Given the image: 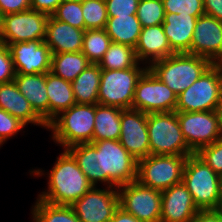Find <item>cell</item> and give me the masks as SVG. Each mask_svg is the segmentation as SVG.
<instances>
[{
  "mask_svg": "<svg viewBox=\"0 0 222 222\" xmlns=\"http://www.w3.org/2000/svg\"><path fill=\"white\" fill-rule=\"evenodd\" d=\"M66 150L74 157L92 186L101 181L108 183L111 188H118L136 181L137 160L119 140L78 144Z\"/></svg>",
  "mask_w": 222,
  "mask_h": 222,
  "instance_id": "cell-1",
  "label": "cell"
},
{
  "mask_svg": "<svg viewBox=\"0 0 222 222\" xmlns=\"http://www.w3.org/2000/svg\"><path fill=\"white\" fill-rule=\"evenodd\" d=\"M48 182L49 190L40 194L38 199L54 205L71 206L92 187L67 150L57 157Z\"/></svg>",
  "mask_w": 222,
  "mask_h": 222,
  "instance_id": "cell-2",
  "label": "cell"
},
{
  "mask_svg": "<svg viewBox=\"0 0 222 222\" xmlns=\"http://www.w3.org/2000/svg\"><path fill=\"white\" fill-rule=\"evenodd\" d=\"M213 63L201 56L175 53L152 62L148 69L177 95L191 86Z\"/></svg>",
  "mask_w": 222,
  "mask_h": 222,
  "instance_id": "cell-3",
  "label": "cell"
},
{
  "mask_svg": "<svg viewBox=\"0 0 222 222\" xmlns=\"http://www.w3.org/2000/svg\"><path fill=\"white\" fill-rule=\"evenodd\" d=\"M49 124L53 140L65 146L92 143L95 119V104H74L61 112Z\"/></svg>",
  "mask_w": 222,
  "mask_h": 222,
  "instance_id": "cell-4",
  "label": "cell"
},
{
  "mask_svg": "<svg viewBox=\"0 0 222 222\" xmlns=\"http://www.w3.org/2000/svg\"><path fill=\"white\" fill-rule=\"evenodd\" d=\"M222 107V64H212L177 96L176 112L218 111Z\"/></svg>",
  "mask_w": 222,
  "mask_h": 222,
  "instance_id": "cell-5",
  "label": "cell"
},
{
  "mask_svg": "<svg viewBox=\"0 0 222 222\" xmlns=\"http://www.w3.org/2000/svg\"><path fill=\"white\" fill-rule=\"evenodd\" d=\"M147 131L150 154L152 155H192L178 121V112L147 114Z\"/></svg>",
  "mask_w": 222,
  "mask_h": 222,
  "instance_id": "cell-6",
  "label": "cell"
},
{
  "mask_svg": "<svg viewBox=\"0 0 222 222\" xmlns=\"http://www.w3.org/2000/svg\"><path fill=\"white\" fill-rule=\"evenodd\" d=\"M182 182L199 210L215 209L222 188V177L195 153L185 163Z\"/></svg>",
  "mask_w": 222,
  "mask_h": 222,
  "instance_id": "cell-7",
  "label": "cell"
},
{
  "mask_svg": "<svg viewBox=\"0 0 222 222\" xmlns=\"http://www.w3.org/2000/svg\"><path fill=\"white\" fill-rule=\"evenodd\" d=\"M185 155H152L137 161L136 180L147 187L163 191L182 182Z\"/></svg>",
  "mask_w": 222,
  "mask_h": 222,
  "instance_id": "cell-8",
  "label": "cell"
},
{
  "mask_svg": "<svg viewBox=\"0 0 222 222\" xmlns=\"http://www.w3.org/2000/svg\"><path fill=\"white\" fill-rule=\"evenodd\" d=\"M148 67L122 70H102L98 91V104L132 109L135 88Z\"/></svg>",
  "mask_w": 222,
  "mask_h": 222,
  "instance_id": "cell-9",
  "label": "cell"
},
{
  "mask_svg": "<svg viewBox=\"0 0 222 222\" xmlns=\"http://www.w3.org/2000/svg\"><path fill=\"white\" fill-rule=\"evenodd\" d=\"M178 121L183 137L194 153L222 137L220 110L178 112Z\"/></svg>",
  "mask_w": 222,
  "mask_h": 222,
  "instance_id": "cell-10",
  "label": "cell"
},
{
  "mask_svg": "<svg viewBox=\"0 0 222 222\" xmlns=\"http://www.w3.org/2000/svg\"><path fill=\"white\" fill-rule=\"evenodd\" d=\"M119 207L140 222H160L161 191L140 184L137 180L119 186Z\"/></svg>",
  "mask_w": 222,
  "mask_h": 222,
  "instance_id": "cell-11",
  "label": "cell"
},
{
  "mask_svg": "<svg viewBox=\"0 0 222 222\" xmlns=\"http://www.w3.org/2000/svg\"><path fill=\"white\" fill-rule=\"evenodd\" d=\"M177 96L147 69L137 82L132 109L147 114L173 112L177 105Z\"/></svg>",
  "mask_w": 222,
  "mask_h": 222,
  "instance_id": "cell-12",
  "label": "cell"
},
{
  "mask_svg": "<svg viewBox=\"0 0 222 222\" xmlns=\"http://www.w3.org/2000/svg\"><path fill=\"white\" fill-rule=\"evenodd\" d=\"M49 15L29 9L2 16L0 41L9 44L44 40Z\"/></svg>",
  "mask_w": 222,
  "mask_h": 222,
  "instance_id": "cell-13",
  "label": "cell"
},
{
  "mask_svg": "<svg viewBox=\"0 0 222 222\" xmlns=\"http://www.w3.org/2000/svg\"><path fill=\"white\" fill-rule=\"evenodd\" d=\"M96 189L92 186L71 207L81 222H109L119 208L117 188Z\"/></svg>",
  "mask_w": 222,
  "mask_h": 222,
  "instance_id": "cell-14",
  "label": "cell"
},
{
  "mask_svg": "<svg viewBox=\"0 0 222 222\" xmlns=\"http://www.w3.org/2000/svg\"><path fill=\"white\" fill-rule=\"evenodd\" d=\"M187 53L222 64V21L206 14L199 16Z\"/></svg>",
  "mask_w": 222,
  "mask_h": 222,
  "instance_id": "cell-15",
  "label": "cell"
},
{
  "mask_svg": "<svg viewBox=\"0 0 222 222\" xmlns=\"http://www.w3.org/2000/svg\"><path fill=\"white\" fill-rule=\"evenodd\" d=\"M119 142L137 160L150 155L147 131V113L135 109H122Z\"/></svg>",
  "mask_w": 222,
  "mask_h": 222,
  "instance_id": "cell-16",
  "label": "cell"
},
{
  "mask_svg": "<svg viewBox=\"0 0 222 222\" xmlns=\"http://www.w3.org/2000/svg\"><path fill=\"white\" fill-rule=\"evenodd\" d=\"M16 73L23 75L48 73L52 53L44 40L17 42L8 45Z\"/></svg>",
  "mask_w": 222,
  "mask_h": 222,
  "instance_id": "cell-17",
  "label": "cell"
},
{
  "mask_svg": "<svg viewBox=\"0 0 222 222\" xmlns=\"http://www.w3.org/2000/svg\"><path fill=\"white\" fill-rule=\"evenodd\" d=\"M198 211L183 182L161 191L160 222H191Z\"/></svg>",
  "mask_w": 222,
  "mask_h": 222,
  "instance_id": "cell-18",
  "label": "cell"
},
{
  "mask_svg": "<svg viewBox=\"0 0 222 222\" xmlns=\"http://www.w3.org/2000/svg\"><path fill=\"white\" fill-rule=\"evenodd\" d=\"M85 30L78 29L66 22L49 16L44 42L52 54L65 52H80L82 50Z\"/></svg>",
  "mask_w": 222,
  "mask_h": 222,
  "instance_id": "cell-19",
  "label": "cell"
},
{
  "mask_svg": "<svg viewBox=\"0 0 222 222\" xmlns=\"http://www.w3.org/2000/svg\"><path fill=\"white\" fill-rule=\"evenodd\" d=\"M0 108L25 125L33 123L48 128L45 121L31 107L30 102L18 90L14 81L0 84Z\"/></svg>",
  "mask_w": 222,
  "mask_h": 222,
  "instance_id": "cell-20",
  "label": "cell"
},
{
  "mask_svg": "<svg viewBox=\"0 0 222 222\" xmlns=\"http://www.w3.org/2000/svg\"><path fill=\"white\" fill-rule=\"evenodd\" d=\"M198 17L182 13H165L162 26L169 45L175 53H187L190 50Z\"/></svg>",
  "mask_w": 222,
  "mask_h": 222,
  "instance_id": "cell-21",
  "label": "cell"
},
{
  "mask_svg": "<svg viewBox=\"0 0 222 222\" xmlns=\"http://www.w3.org/2000/svg\"><path fill=\"white\" fill-rule=\"evenodd\" d=\"M14 82L30 102L34 111L49 124V101L46 92V73L23 75L16 73Z\"/></svg>",
  "mask_w": 222,
  "mask_h": 222,
  "instance_id": "cell-22",
  "label": "cell"
},
{
  "mask_svg": "<svg viewBox=\"0 0 222 222\" xmlns=\"http://www.w3.org/2000/svg\"><path fill=\"white\" fill-rule=\"evenodd\" d=\"M135 53L139 62L148 59L150 63L175 54L169 45L162 24L141 29Z\"/></svg>",
  "mask_w": 222,
  "mask_h": 222,
  "instance_id": "cell-23",
  "label": "cell"
},
{
  "mask_svg": "<svg viewBox=\"0 0 222 222\" xmlns=\"http://www.w3.org/2000/svg\"><path fill=\"white\" fill-rule=\"evenodd\" d=\"M46 92L49 101V123L61 112L76 104L71 82L46 73Z\"/></svg>",
  "mask_w": 222,
  "mask_h": 222,
  "instance_id": "cell-24",
  "label": "cell"
},
{
  "mask_svg": "<svg viewBox=\"0 0 222 222\" xmlns=\"http://www.w3.org/2000/svg\"><path fill=\"white\" fill-rule=\"evenodd\" d=\"M121 108L95 104V119L92 142L119 140L121 134Z\"/></svg>",
  "mask_w": 222,
  "mask_h": 222,
  "instance_id": "cell-25",
  "label": "cell"
},
{
  "mask_svg": "<svg viewBox=\"0 0 222 222\" xmlns=\"http://www.w3.org/2000/svg\"><path fill=\"white\" fill-rule=\"evenodd\" d=\"M101 73L98 63H91L71 82L76 104H98Z\"/></svg>",
  "mask_w": 222,
  "mask_h": 222,
  "instance_id": "cell-26",
  "label": "cell"
},
{
  "mask_svg": "<svg viewBox=\"0 0 222 222\" xmlns=\"http://www.w3.org/2000/svg\"><path fill=\"white\" fill-rule=\"evenodd\" d=\"M136 15L108 17L105 30L112 42L135 48L141 33Z\"/></svg>",
  "mask_w": 222,
  "mask_h": 222,
  "instance_id": "cell-27",
  "label": "cell"
},
{
  "mask_svg": "<svg viewBox=\"0 0 222 222\" xmlns=\"http://www.w3.org/2000/svg\"><path fill=\"white\" fill-rule=\"evenodd\" d=\"M89 64L91 62L82 51L52 54L50 72L72 82Z\"/></svg>",
  "mask_w": 222,
  "mask_h": 222,
  "instance_id": "cell-28",
  "label": "cell"
},
{
  "mask_svg": "<svg viewBox=\"0 0 222 222\" xmlns=\"http://www.w3.org/2000/svg\"><path fill=\"white\" fill-rule=\"evenodd\" d=\"M138 64L135 48L114 42L98 63L102 70H122L139 67Z\"/></svg>",
  "mask_w": 222,
  "mask_h": 222,
  "instance_id": "cell-29",
  "label": "cell"
},
{
  "mask_svg": "<svg viewBox=\"0 0 222 222\" xmlns=\"http://www.w3.org/2000/svg\"><path fill=\"white\" fill-rule=\"evenodd\" d=\"M32 214L35 222H81L71 206L54 205L40 199Z\"/></svg>",
  "mask_w": 222,
  "mask_h": 222,
  "instance_id": "cell-30",
  "label": "cell"
},
{
  "mask_svg": "<svg viewBox=\"0 0 222 222\" xmlns=\"http://www.w3.org/2000/svg\"><path fill=\"white\" fill-rule=\"evenodd\" d=\"M111 43L105 29L85 30L81 51L91 63H99Z\"/></svg>",
  "mask_w": 222,
  "mask_h": 222,
  "instance_id": "cell-31",
  "label": "cell"
},
{
  "mask_svg": "<svg viewBox=\"0 0 222 222\" xmlns=\"http://www.w3.org/2000/svg\"><path fill=\"white\" fill-rule=\"evenodd\" d=\"M85 30L105 29L108 15L105 0H82Z\"/></svg>",
  "mask_w": 222,
  "mask_h": 222,
  "instance_id": "cell-32",
  "label": "cell"
},
{
  "mask_svg": "<svg viewBox=\"0 0 222 222\" xmlns=\"http://www.w3.org/2000/svg\"><path fill=\"white\" fill-rule=\"evenodd\" d=\"M136 16L142 28L162 24L165 16L162 0H140Z\"/></svg>",
  "mask_w": 222,
  "mask_h": 222,
  "instance_id": "cell-33",
  "label": "cell"
},
{
  "mask_svg": "<svg viewBox=\"0 0 222 222\" xmlns=\"http://www.w3.org/2000/svg\"><path fill=\"white\" fill-rule=\"evenodd\" d=\"M51 16L75 28L85 30L82 1H62Z\"/></svg>",
  "mask_w": 222,
  "mask_h": 222,
  "instance_id": "cell-34",
  "label": "cell"
},
{
  "mask_svg": "<svg viewBox=\"0 0 222 222\" xmlns=\"http://www.w3.org/2000/svg\"><path fill=\"white\" fill-rule=\"evenodd\" d=\"M165 13L202 16L205 14L203 0H162Z\"/></svg>",
  "mask_w": 222,
  "mask_h": 222,
  "instance_id": "cell-35",
  "label": "cell"
},
{
  "mask_svg": "<svg viewBox=\"0 0 222 222\" xmlns=\"http://www.w3.org/2000/svg\"><path fill=\"white\" fill-rule=\"evenodd\" d=\"M195 154L222 177V137L200 148Z\"/></svg>",
  "mask_w": 222,
  "mask_h": 222,
  "instance_id": "cell-36",
  "label": "cell"
},
{
  "mask_svg": "<svg viewBox=\"0 0 222 222\" xmlns=\"http://www.w3.org/2000/svg\"><path fill=\"white\" fill-rule=\"evenodd\" d=\"M24 126L25 124L18 118L0 108V145L18 133Z\"/></svg>",
  "mask_w": 222,
  "mask_h": 222,
  "instance_id": "cell-37",
  "label": "cell"
},
{
  "mask_svg": "<svg viewBox=\"0 0 222 222\" xmlns=\"http://www.w3.org/2000/svg\"><path fill=\"white\" fill-rule=\"evenodd\" d=\"M140 0H105L108 17L136 15Z\"/></svg>",
  "mask_w": 222,
  "mask_h": 222,
  "instance_id": "cell-38",
  "label": "cell"
},
{
  "mask_svg": "<svg viewBox=\"0 0 222 222\" xmlns=\"http://www.w3.org/2000/svg\"><path fill=\"white\" fill-rule=\"evenodd\" d=\"M16 72L8 46L0 41V84L14 81Z\"/></svg>",
  "mask_w": 222,
  "mask_h": 222,
  "instance_id": "cell-39",
  "label": "cell"
},
{
  "mask_svg": "<svg viewBox=\"0 0 222 222\" xmlns=\"http://www.w3.org/2000/svg\"><path fill=\"white\" fill-rule=\"evenodd\" d=\"M29 9H31L30 0H0V13L2 16Z\"/></svg>",
  "mask_w": 222,
  "mask_h": 222,
  "instance_id": "cell-40",
  "label": "cell"
},
{
  "mask_svg": "<svg viewBox=\"0 0 222 222\" xmlns=\"http://www.w3.org/2000/svg\"><path fill=\"white\" fill-rule=\"evenodd\" d=\"M62 1L63 0H30V7L33 10L51 16Z\"/></svg>",
  "mask_w": 222,
  "mask_h": 222,
  "instance_id": "cell-41",
  "label": "cell"
},
{
  "mask_svg": "<svg viewBox=\"0 0 222 222\" xmlns=\"http://www.w3.org/2000/svg\"><path fill=\"white\" fill-rule=\"evenodd\" d=\"M206 15L222 21V0H203Z\"/></svg>",
  "mask_w": 222,
  "mask_h": 222,
  "instance_id": "cell-42",
  "label": "cell"
},
{
  "mask_svg": "<svg viewBox=\"0 0 222 222\" xmlns=\"http://www.w3.org/2000/svg\"><path fill=\"white\" fill-rule=\"evenodd\" d=\"M191 222H222V218L214 209L199 210Z\"/></svg>",
  "mask_w": 222,
  "mask_h": 222,
  "instance_id": "cell-43",
  "label": "cell"
},
{
  "mask_svg": "<svg viewBox=\"0 0 222 222\" xmlns=\"http://www.w3.org/2000/svg\"><path fill=\"white\" fill-rule=\"evenodd\" d=\"M109 222H140L135 216L119 207Z\"/></svg>",
  "mask_w": 222,
  "mask_h": 222,
  "instance_id": "cell-44",
  "label": "cell"
},
{
  "mask_svg": "<svg viewBox=\"0 0 222 222\" xmlns=\"http://www.w3.org/2000/svg\"><path fill=\"white\" fill-rule=\"evenodd\" d=\"M222 218V188H221V192H220V196H219V201L217 204V207L214 209Z\"/></svg>",
  "mask_w": 222,
  "mask_h": 222,
  "instance_id": "cell-45",
  "label": "cell"
},
{
  "mask_svg": "<svg viewBox=\"0 0 222 222\" xmlns=\"http://www.w3.org/2000/svg\"><path fill=\"white\" fill-rule=\"evenodd\" d=\"M1 32H2V15L0 13V36H1Z\"/></svg>",
  "mask_w": 222,
  "mask_h": 222,
  "instance_id": "cell-46",
  "label": "cell"
},
{
  "mask_svg": "<svg viewBox=\"0 0 222 222\" xmlns=\"http://www.w3.org/2000/svg\"><path fill=\"white\" fill-rule=\"evenodd\" d=\"M220 113H221V127H222V107L220 108Z\"/></svg>",
  "mask_w": 222,
  "mask_h": 222,
  "instance_id": "cell-47",
  "label": "cell"
},
{
  "mask_svg": "<svg viewBox=\"0 0 222 222\" xmlns=\"http://www.w3.org/2000/svg\"><path fill=\"white\" fill-rule=\"evenodd\" d=\"M63 1H82V0H63Z\"/></svg>",
  "mask_w": 222,
  "mask_h": 222,
  "instance_id": "cell-48",
  "label": "cell"
}]
</instances>
